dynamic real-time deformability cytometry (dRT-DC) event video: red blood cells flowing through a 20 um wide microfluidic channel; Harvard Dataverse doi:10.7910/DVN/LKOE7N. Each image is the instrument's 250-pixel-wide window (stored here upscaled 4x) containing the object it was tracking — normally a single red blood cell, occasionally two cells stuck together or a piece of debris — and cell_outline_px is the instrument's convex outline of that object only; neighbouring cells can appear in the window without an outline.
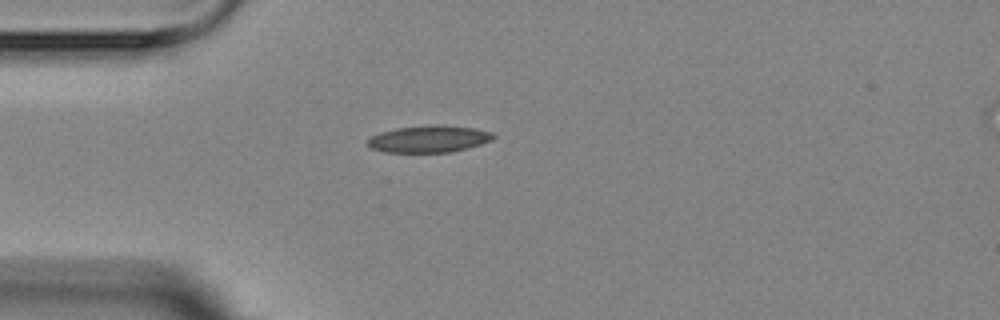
{"species": "Egyptian fruit bat (a non-hibernating species)", "species_latin": "Rousettus aegyptiacus", "temperature_condition": "room temperature", "stored_images_in_passage": 2, "camera_frame_rate_fps": 3000, "um_per_image_px": 0.085, "animal": {"sex": "female"}, "frame": {"image": 1, "passage_image": 1, "time_ms": 0.0, "image_size_px": [1000, 320], "cell_outline_px": [[496, 136], [492, 140], [468, 148], [452, 152], [384, 152], [372, 148], [368, 144], [368, 140], [372, 136], [380, 132], [396, 128], [436, 124], [476, 128], [492, 132]], "centroid_in_image_um": [36.5, 11.8], "position_along_channel_um": 48.5, "area_um2": 19.71}}